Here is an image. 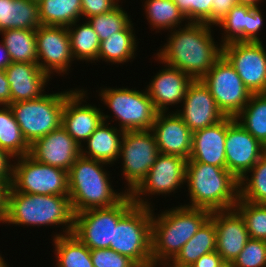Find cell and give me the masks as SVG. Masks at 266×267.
Instances as JSON below:
<instances>
[{
    "label": "cell",
    "mask_w": 266,
    "mask_h": 267,
    "mask_svg": "<svg viewBox=\"0 0 266 267\" xmlns=\"http://www.w3.org/2000/svg\"><path fill=\"white\" fill-rule=\"evenodd\" d=\"M235 209L243 217L249 237L266 241V204L238 199Z\"/></svg>",
    "instance_id": "74e56055"
},
{
    "label": "cell",
    "mask_w": 266,
    "mask_h": 267,
    "mask_svg": "<svg viewBox=\"0 0 266 267\" xmlns=\"http://www.w3.org/2000/svg\"><path fill=\"white\" fill-rule=\"evenodd\" d=\"M183 103L182 112L180 110L176 113L192 132L213 126L225 118L201 79L193 80L189 84Z\"/></svg>",
    "instance_id": "e0dca14e"
},
{
    "label": "cell",
    "mask_w": 266,
    "mask_h": 267,
    "mask_svg": "<svg viewBox=\"0 0 266 267\" xmlns=\"http://www.w3.org/2000/svg\"><path fill=\"white\" fill-rule=\"evenodd\" d=\"M10 63L11 60L9 58L8 51L2 43L0 45V69H5Z\"/></svg>",
    "instance_id": "681fc988"
},
{
    "label": "cell",
    "mask_w": 266,
    "mask_h": 267,
    "mask_svg": "<svg viewBox=\"0 0 266 267\" xmlns=\"http://www.w3.org/2000/svg\"><path fill=\"white\" fill-rule=\"evenodd\" d=\"M145 4L147 19L155 29L171 28L172 30L183 21L182 19H186L172 0H147Z\"/></svg>",
    "instance_id": "8d00e7d4"
},
{
    "label": "cell",
    "mask_w": 266,
    "mask_h": 267,
    "mask_svg": "<svg viewBox=\"0 0 266 267\" xmlns=\"http://www.w3.org/2000/svg\"><path fill=\"white\" fill-rule=\"evenodd\" d=\"M5 223L16 225H64V235L71 234L74 212L69 196L25 194L12 186L8 194Z\"/></svg>",
    "instance_id": "5b68a950"
},
{
    "label": "cell",
    "mask_w": 266,
    "mask_h": 267,
    "mask_svg": "<svg viewBox=\"0 0 266 267\" xmlns=\"http://www.w3.org/2000/svg\"><path fill=\"white\" fill-rule=\"evenodd\" d=\"M118 0H81V17L104 14L114 9Z\"/></svg>",
    "instance_id": "7bdbcfd3"
},
{
    "label": "cell",
    "mask_w": 266,
    "mask_h": 267,
    "mask_svg": "<svg viewBox=\"0 0 266 267\" xmlns=\"http://www.w3.org/2000/svg\"><path fill=\"white\" fill-rule=\"evenodd\" d=\"M222 261V257L217 251L201 256L191 267H217Z\"/></svg>",
    "instance_id": "7dc6e473"
},
{
    "label": "cell",
    "mask_w": 266,
    "mask_h": 267,
    "mask_svg": "<svg viewBox=\"0 0 266 267\" xmlns=\"http://www.w3.org/2000/svg\"><path fill=\"white\" fill-rule=\"evenodd\" d=\"M135 205L130 194L117 204L74 213L72 234L90 250L110 248L118 221Z\"/></svg>",
    "instance_id": "ba28073f"
},
{
    "label": "cell",
    "mask_w": 266,
    "mask_h": 267,
    "mask_svg": "<svg viewBox=\"0 0 266 267\" xmlns=\"http://www.w3.org/2000/svg\"><path fill=\"white\" fill-rule=\"evenodd\" d=\"M13 157L6 150L0 147V181L12 185L13 180V165L9 164V159Z\"/></svg>",
    "instance_id": "f6af8a7d"
},
{
    "label": "cell",
    "mask_w": 266,
    "mask_h": 267,
    "mask_svg": "<svg viewBox=\"0 0 266 267\" xmlns=\"http://www.w3.org/2000/svg\"><path fill=\"white\" fill-rule=\"evenodd\" d=\"M210 218L216 227V251L222 260L234 261L250 239L246 223L234 208L212 211Z\"/></svg>",
    "instance_id": "44dd1931"
},
{
    "label": "cell",
    "mask_w": 266,
    "mask_h": 267,
    "mask_svg": "<svg viewBox=\"0 0 266 267\" xmlns=\"http://www.w3.org/2000/svg\"><path fill=\"white\" fill-rule=\"evenodd\" d=\"M235 120L266 147V93L252 94Z\"/></svg>",
    "instance_id": "1f68e13d"
},
{
    "label": "cell",
    "mask_w": 266,
    "mask_h": 267,
    "mask_svg": "<svg viewBox=\"0 0 266 267\" xmlns=\"http://www.w3.org/2000/svg\"><path fill=\"white\" fill-rule=\"evenodd\" d=\"M18 159L11 185L17 192L69 196L68 171L40 163L29 154Z\"/></svg>",
    "instance_id": "9c48e42d"
},
{
    "label": "cell",
    "mask_w": 266,
    "mask_h": 267,
    "mask_svg": "<svg viewBox=\"0 0 266 267\" xmlns=\"http://www.w3.org/2000/svg\"><path fill=\"white\" fill-rule=\"evenodd\" d=\"M91 261L94 267H140L128 256L111 248L91 250Z\"/></svg>",
    "instance_id": "b9f144b4"
},
{
    "label": "cell",
    "mask_w": 266,
    "mask_h": 267,
    "mask_svg": "<svg viewBox=\"0 0 266 267\" xmlns=\"http://www.w3.org/2000/svg\"><path fill=\"white\" fill-rule=\"evenodd\" d=\"M152 211L150 207L134 205L114 228L110 248L128 256L140 267H151Z\"/></svg>",
    "instance_id": "8992f818"
},
{
    "label": "cell",
    "mask_w": 266,
    "mask_h": 267,
    "mask_svg": "<svg viewBox=\"0 0 266 267\" xmlns=\"http://www.w3.org/2000/svg\"><path fill=\"white\" fill-rule=\"evenodd\" d=\"M248 172H252L250 179L246 175L239 179V199L266 204V152Z\"/></svg>",
    "instance_id": "d590c367"
},
{
    "label": "cell",
    "mask_w": 266,
    "mask_h": 267,
    "mask_svg": "<svg viewBox=\"0 0 266 267\" xmlns=\"http://www.w3.org/2000/svg\"><path fill=\"white\" fill-rule=\"evenodd\" d=\"M36 47L37 64L42 71L49 76L53 70L60 74L67 72L74 58L67 27L39 26L36 30Z\"/></svg>",
    "instance_id": "2e32d148"
},
{
    "label": "cell",
    "mask_w": 266,
    "mask_h": 267,
    "mask_svg": "<svg viewBox=\"0 0 266 267\" xmlns=\"http://www.w3.org/2000/svg\"><path fill=\"white\" fill-rule=\"evenodd\" d=\"M186 181L191 208L209 211L234 209L239 199V180L226 168L187 160Z\"/></svg>",
    "instance_id": "3957f363"
},
{
    "label": "cell",
    "mask_w": 266,
    "mask_h": 267,
    "mask_svg": "<svg viewBox=\"0 0 266 267\" xmlns=\"http://www.w3.org/2000/svg\"><path fill=\"white\" fill-rule=\"evenodd\" d=\"M102 161L80 155L68 171L69 199L74 213L119 203L127 192L115 193Z\"/></svg>",
    "instance_id": "277c9868"
},
{
    "label": "cell",
    "mask_w": 266,
    "mask_h": 267,
    "mask_svg": "<svg viewBox=\"0 0 266 267\" xmlns=\"http://www.w3.org/2000/svg\"><path fill=\"white\" fill-rule=\"evenodd\" d=\"M229 117L219 123L193 132L192 150L188 160L226 168L225 138Z\"/></svg>",
    "instance_id": "7402d4cb"
},
{
    "label": "cell",
    "mask_w": 266,
    "mask_h": 267,
    "mask_svg": "<svg viewBox=\"0 0 266 267\" xmlns=\"http://www.w3.org/2000/svg\"><path fill=\"white\" fill-rule=\"evenodd\" d=\"M193 79L183 71L167 66L161 70L148 86L147 93L158 112H167V105L184 100L186 90Z\"/></svg>",
    "instance_id": "cb8c5ba5"
},
{
    "label": "cell",
    "mask_w": 266,
    "mask_h": 267,
    "mask_svg": "<svg viewBox=\"0 0 266 267\" xmlns=\"http://www.w3.org/2000/svg\"><path fill=\"white\" fill-rule=\"evenodd\" d=\"M222 55L234 67L252 94L266 93V51L262 42H229Z\"/></svg>",
    "instance_id": "4fadbf2b"
},
{
    "label": "cell",
    "mask_w": 266,
    "mask_h": 267,
    "mask_svg": "<svg viewBox=\"0 0 266 267\" xmlns=\"http://www.w3.org/2000/svg\"><path fill=\"white\" fill-rule=\"evenodd\" d=\"M216 243L215 223L209 218L171 263L175 267H191L204 254L216 251Z\"/></svg>",
    "instance_id": "83f0119b"
},
{
    "label": "cell",
    "mask_w": 266,
    "mask_h": 267,
    "mask_svg": "<svg viewBox=\"0 0 266 267\" xmlns=\"http://www.w3.org/2000/svg\"><path fill=\"white\" fill-rule=\"evenodd\" d=\"M5 72L10 84L11 103L37 99L44 95L42 91L50 76L38 64L11 62Z\"/></svg>",
    "instance_id": "603a6c76"
},
{
    "label": "cell",
    "mask_w": 266,
    "mask_h": 267,
    "mask_svg": "<svg viewBox=\"0 0 266 267\" xmlns=\"http://www.w3.org/2000/svg\"><path fill=\"white\" fill-rule=\"evenodd\" d=\"M266 147L245 130L235 118L229 117L225 138L226 169L238 180L259 161Z\"/></svg>",
    "instance_id": "9a60e30c"
},
{
    "label": "cell",
    "mask_w": 266,
    "mask_h": 267,
    "mask_svg": "<svg viewBox=\"0 0 266 267\" xmlns=\"http://www.w3.org/2000/svg\"><path fill=\"white\" fill-rule=\"evenodd\" d=\"M100 96L119 119L123 131L151 130L158 114L147 91L128 88L102 89Z\"/></svg>",
    "instance_id": "30bf717a"
},
{
    "label": "cell",
    "mask_w": 266,
    "mask_h": 267,
    "mask_svg": "<svg viewBox=\"0 0 266 267\" xmlns=\"http://www.w3.org/2000/svg\"><path fill=\"white\" fill-rule=\"evenodd\" d=\"M73 91L44 94L37 99L9 105L29 145L62 125L65 99Z\"/></svg>",
    "instance_id": "52a82bcc"
},
{
    "label": "cell",
    "mask_w": 266,
    "mask_h": 267,
    "mask_svg": "<svg viewBox=\"0 0 266 267\" xmlns=\"http://www.w3.org/2000/svg\"><path fill=\"white\" fill-rule=\"evenodd\" d=\"M38 11L41 25L76 26L81 18V0H41Z\"/></svg>",
    "instance_id": "f1b7e54d"
},
{
    "label": "cell",
    "mask_w": 266,
    "mask_h": 267,
    "mask_svg": "<svg viewBox=\"0 0 266 267\" xmlns=\"http://www.w3.org/2000/svg\"><path fill=\"white\" fill-rule=\"evenodd\" d=\"M29 155L40 163L69 171L81 155V147L61 125L31 144Z\"/></svg>",
    "instance_id": "ac0fdd59"
},
{
    "label": "cell",
    "mask_w": 266,
    "mask_h": 267,
    "mask_svg": "<svg viewBox=\"0 0 266 267\" xmlns=\"http://www.w3.org/2000/svg\"><path fill=\"white\" fill-rule=\"evenodd\" d=\"M158 264L159 265H163L164 267L167 266V265H168L167 267H175L171 263L168 264V262H166V263H158Z\"/></svg>",
    "instance_id": "db71d44e"
},
{
    "label": "cell",
    "mask_w": 266,
    "mask_h": 267,
    "mask_svg": "<svg viewBox=\"0 0 266 267\" xmlns=\"http://www.w3.org/2000/svg\"><path fill=\"white\" fill-rule=\"evenodd\" d=\"M0 33L11 62L37 64L36 30L7 29Z\"/></svg>",
    "instance_id": "f546056e"
},
{
    "label": "cell",
    "mask_w": 266,
    "mask_h": 267,
    "mask_svg": "<svg viewBox=\"0 0 266 267\" xmlns=\"http://www.w3.org/2000/svg\"><path fill=\"white\" fill-rule=\"evenodd\" d=\"M233 264L234 267H266V241L250 238Z\"/></svg>",
    "instance_id": "ab89813d"
},
{
    "label": "cell",
    "mask_w": 266,
    "mask_h": 267,
    "mask_svg": "<svg viewBox=\"0 0 266 267\" xmlns=\"http://www.w3.org/2000/svg\"><path fill=\"white\" fill-rule=\"evenodd\" d=\"M132 25L130 22L122 31L116 32L108 39L101 41L98 59L117 64L134 58L135 46L137 45Z\"/></svg>",
    "instance_id": "d6a6232c"
},
{
    "label": "cell",
    "mask_w": 266,
    "mask_h": 267,
    "mask_svg": "<svg viewBox=\"0 0 266 267\" xmlns=\"http://www.w3.org/2000/svg\"><path fill=\"white\" fill-rule=\"evenodd\" d=\"M30 1L39 3L41 0H30Z\"/></svg>",
    "instance_id": "11a10c76"
},
{
    "label": "cell",
    "mask_w": 266,
    "mask_h": 267,
    "mask_svg": "<svg viewBox=\"0 0 266 267\" xmlns=\"http://www.w3.org/2000/svg\"><path fill=\"white\" fill-rule=\"evenodd\" d=\"M263 18L259 7L247 5H236L229 13L216 25L222 26L226 31L222 45L239 42H260L257 33L262 26Z\"/></svg>",
    "instance_id": "d4e9b609"
},
{
    "label": "cell",
    "mask_w": 266,
    "mask_h": 267,
    "mask_svg": "<svg viewBox=\"0 0 266 267\" xmlns=\"http://www.w3.org/2000/svg\"><path fill=\"white\" fill-rule=\"evenodd\" d=\"M186 19L194 23L211 25V6L213 0H172Z\"/></svg>",
    "instance_id": "60d3db41"
},
{
    "label": "cell",
    "mask_w": 266,
    "mask_h": 267,
    "mask_svg": "<svg viewBox=\"0 0 266 267\" xmlns=\"http://www.w3.org/2000/svg\"><path fill=\"white\" fill-rule=\"evenodd\" d=\"M88 19L100 42L108 39L114 33L122 31L131 22L120 5H117L110 12L91 16Z\"/></svg>",
    "instance_id": "f35d334b"
},
{
    "label": "cell",
    "mask_w": 266,
    "mask_h": 267,
    "mask_svg": "<svg viewBox=\"0 0 266 267\" xmlns=\"http://www.w3.org/2000/svg\"><path fill=\"white\" fill-rule=\"evenodd\" d=\"M210 215L207 209L185 205L164 211L156 219L152 214L151 267L172 261Z\"/></svg>",
    "instance_id": "7a4b0ae2"
},
{
    "label": "cell",
    "mask_w": 266,
    "mask_h": 267,
    "mask_svg": "<svg viewBox=\"0 0 266 267\" xmlns=\"http://www.w3.org/2000/svg\"><path fill=\"white\" fill-rule=\"evenodd\" d=\"M105 124L107 123L102 121L87 139V150L89 151L81 148V155L110 164L119 158L121 142L125 131L117 130L115 127H108Z\"/></svg>",
    "instance_id": "484cf974"
},
{
    "label": "cell",
    "mask_w": 266,
    "mask_h": 267,
    "mask_svg": "<svg viewBox=\"0 0 266 267\" xmlns=\"http://www.w3.org/2000/svg\"><path fill=\"white\" fill-rule=\"evenodd\" d=\"M10 185L4 181H0V222L4 223L7 215L8 194Z\"/></svg>",
    "instance_id": "c3c4849f"
},
{
    "label": "cell",
    "mask_w": 266,
    "mask_h": 267,
    "mask_svg": "<svg viewBox=\"0 0 266 267\" xmlns=\"http://www.w3.org/2000/svg\"><path fill=\"white\" fill-rule=\"evenodd\" d=\"M0 267H7V264L5 263L1 255H0Z\"/></svg>",
    "instance_id": "f5cc1de1"
},
{
    "label": "cell",
    "mask_w": 266,
    "mask_h": 267,
    "mask_svg": "<svg viewBox=\"0 0 266 267\" xmlns=\"http://www.w3.org/2000/svg\"><path fill=\"white\" fill-rule=\"evenodd\" d=\"M57 267H94L91 250L72 233L54 235Z\"/></svg>",
    "instance_id": "4dcf8cb0"
},
{
    "label": "cell",
    "mask_w": 266,
    "mask_h": 267,
    "mask_svg": "<svg viewBox=\"0 0 266 267\" xmlns=\"http://www.w3.org/2000/svg\"><path fill=\"white\" fill-rule=\"evenodd\" d=\"M67 27L70 36L71 51L74 59L78 60H98L100 40L88 21L81 26ZM72 28V29H71Z\"/></svg>",
    "instance_id": "e575fe53"
},
{
    "label": "cell",
    "mask_w": 266,
    "mask_h": 267,
    "mask_svg": "<svg viewBox=\"0 0 266 267\" xmlns=\"http://www.w3.org/2000/svg\"><path fill=\"white\" fill-rule=\"evenodd\" d=\"M238 5H247V6H250L252 8L254 7H258V2L260 0H236Z\"/></svg>",
    "instance_id": "f907efd6"
},
{
    "label": "cell",
    "mask_w": 266,
    "mask_h": 267,
    "mask_svg": "<svg viewBox=\"0 0 266 267\" xmlns=\"http://www.w3.org/2000/svg\"><path fill=\"white\" fill-rule=\"evenodd\" d=\"M186 166L187 159L182 156L159 153L146 177L130 193L132 201L136 205L150 207L148 201H144L140 195L175 191L186 183Z\"/></svg>",
    "instance_id": "5bb4252c"
},
{
    "label": "cell",
    "mask_w": 266,
    "mask_h": 267,
    "mask_svg": "<svg viewBox=\"0 0 266 267\" xmlns=\"http://www.w3.org/2000/svg\"><path fill=\"white\" fill-rule=\"evenodd\" d=\"M151 131L154 134L159 153L178 155L189 159L193 132L177 113L166 115L165 112H158Z\"/></svg>",
    "instance_id": "ffe728a7"
},
{
    "label": "cell",
    "mask_w": 266,
    "mask_h": 267,
    "mask_svg": "<svg viewBox=\"0 0 266 267\" xmlns=\"http://www.w3.org/2000/svg\"><path fill=\"white\" fill-rule=\"evenodd\" d=\"M4 107L0 109V147L13 158L28 155L30 145L24 138L10 107Z\"/></svg>",
    "instance_id": "836d02e7"
},
{
    "label": "cell",
    "mask_w": 266,
    "mask_h": 267,
    "mask_svg": "<svg viewBox=\"0 0 266 267\" xmlns=\"http://www.w3.org/2000/svg\"><path fill=\"white\" fill-rule=\"evenodd\" d=\"M41 26L38 3L30 0H0V31Z\"/></svg>",
    "instance_id": "4316f807"
},
{
    "label": "cell",
    "mask_w": 266,
    "mask_h": 267,
    "mask_svg": "<svg viewBox=\"0 0 266 267\" xmlns=\"http://www.w3.org/2000/svg\"><path fill=\"white\" fill-rule=\"evenodd\" d=\"M211 25L189 22L172 32L168 44L157 53L158 60L188 74L193 80L201 79L222 56V46L215 45Z\"/></svg>",
    "instance_id": "6da1fadb"
},
{
    "label": "cell",
    "mask_w": 266,
    "mask_h": 267,
    "mask_svg": "<svg viewBox=\"0 0 266 267\" xmlns=\"http://www.w3.org/2000/svg\"><path fill=\"white\" fill-rule=\"evenodd\" d=\"M85 91H73L66 99L62 112V126L67 133L81 147V142L87 141L102 121L109 116L103 115L100 108L91 105H82ZM81 100V101H80ZM80 104V105H79Z\"/></svg>",
    "instance_id": "d6986e66"
},
{
    "label": "cell",
    "mask_w": 266,
    "mask_h": 267,
    "mask_svg": "<svg viewBox=\"0 0 266 267\" xmlns=\"http://www.w3.org/2000/svg\"><path fill=\"white\" fill-rule=\"evenodd\" d=\"M159 154L151 130L125 131L120 148L123 158V174L130 194L146 177Z\"/></svg>",
    "instance_id": "7c38bea8"
},
{
    "label": "cell",
    "mask_w": 266,
    "mask_h": 267,
    "mask_svg": "<svg viewBox=\"0 0 266 267\" xmlns=\"http://www.w3.org/2000/svg\"><path fill=\"white\" fill-rule=\"evenodd\" d=\"M11 104L10 84L6 79L5 69H0V105L9 106Z\"/></svg>",
    "instance_id": "bcb514c9"
},
{
    "label": "cell",
    "mask_w": 266,
    "mask_h": 267,
    "mask_svg": "<svg viewBox=\"0 0 266 267\" xmlns=\"http://www.w3.org/2000/svg\"><path fill=\"white\" fill-rule=\"evenodd\" d=\"M201 80L209 88L218 109L225 117L235 118L247 105L252 95L223 55Z\"/></svg>",
    "instance_id": "8fae6325"
},
{
    "label": "cell",
    "mask_w": 266,
    "mask_h": 267,
    "mask_svg": "<svg viewBox=\"0 0 266 267\" xmlns=\"http://www.w3.org/2000/svg\"><path fill=\"white\" fill-rule=\"evenodd\" d=\"M236 5H238L236 0H213L211 6V25L219 23Z\"/></svg>",
    "instance_id": "ee69618b"
},
{
    "label": "cell",
    "mask_w": 266,
    "mask_h": 267,
    "mask_svg": "<svg viewBox=\"0 0 266 267\" xmlns=\"http://www.w3.org/2000/svg\"><path fill=\"white\" fill-rule=\"evenodd\" d=\"M217 267H234V264L232 261L222 260Z\"/></svg>",
    "instance_id": "816d5d0a"
}]
</instances>
